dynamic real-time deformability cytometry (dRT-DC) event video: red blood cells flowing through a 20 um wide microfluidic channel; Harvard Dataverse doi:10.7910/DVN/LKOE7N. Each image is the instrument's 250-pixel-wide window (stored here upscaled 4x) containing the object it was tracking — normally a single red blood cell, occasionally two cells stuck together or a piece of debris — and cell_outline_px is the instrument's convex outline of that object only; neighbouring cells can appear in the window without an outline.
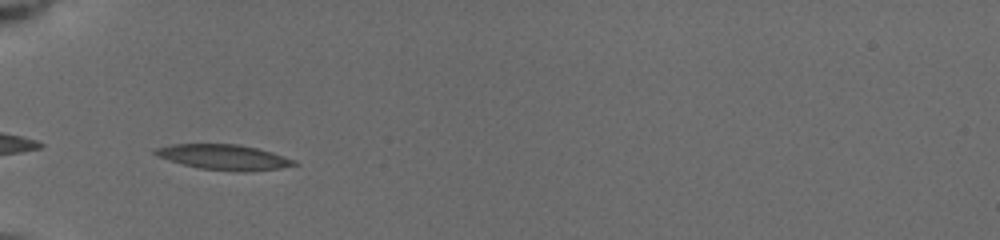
{"species": "common noctule bat (a hibernating species)", "species_latin": "Nyctalus noctula", "temperature_condition": "cold", "stored_images_in_passage": 6, "camera_frame_rate_fps": 3000, "um_per_image_px": 0.085, "animal": {"sex": "female", "body_mass_g": 19.5, "forearm_length_mm": 54.1}, "frame": {"image": 1, "passage_image": 1, "time_ms": 0.0, "image_size_px": [1000, 240], "cell_outline_px": [[300, 164], [280, 168], [244, 172], [240, 172], [200, 168], [168, 160], [152, 152], [156, 148], [172, 144], [240, 144], [272, 152], [296, 160]], "centroid_in_image_um": [19.08, 13.35], "position_along_channel_um": 65.9, "area_um2": 20.35}}
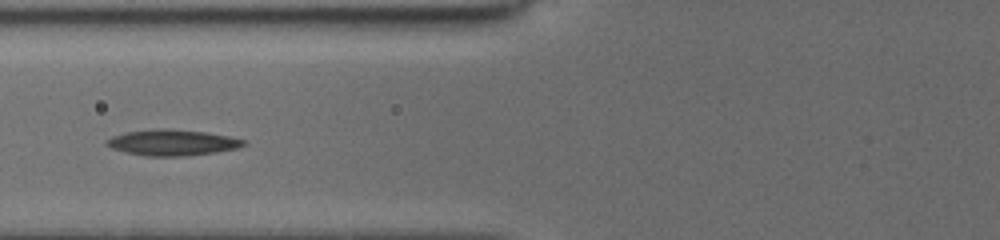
{"frame": {"image": 2, "passage_image": 4, "time_ms": 1.333, "image_size_px": [1000, 240], "cell_outline_px": [[248, 144], [236, 148], [216, 152], [184, 156], [144, 156], [124, 152], [112, 148], [104, 144], [104, 140], [112, 136], [128, 132], [152, 128], [172, 128], [204, 132], [228, 136], [248, 140]], "centroid_in_image_um": [14.63, 12.11], "position_along_channel_um": 111.2, "area_um2": 20.98}}
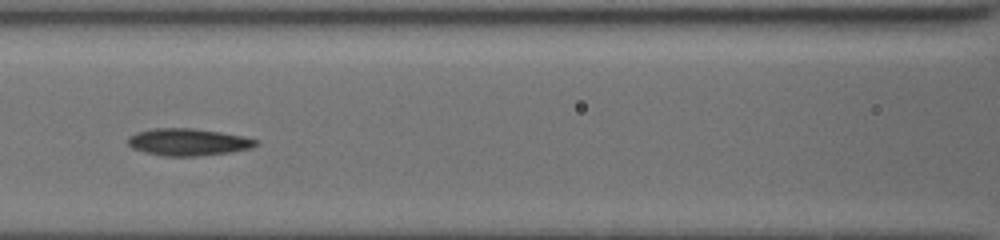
{"frame": {"image": 3, "passage_image": 5, "time_ms": 2.333, "image_size_px": [1000, 240], "cell_outline_px": [[260, 144], [252, 148], [228, 152], [200, 156], [164, 156], [144, 152], [132, 148], [128, 144], [128, 136], [136, 132], [152, 128], [192, 128], [220, 132], [244, 136], [256, 140]], "centroid_in_image_um": [15.97, 12.07], "position_along_channel_um": 150.6, "area_um2": 20.29}}